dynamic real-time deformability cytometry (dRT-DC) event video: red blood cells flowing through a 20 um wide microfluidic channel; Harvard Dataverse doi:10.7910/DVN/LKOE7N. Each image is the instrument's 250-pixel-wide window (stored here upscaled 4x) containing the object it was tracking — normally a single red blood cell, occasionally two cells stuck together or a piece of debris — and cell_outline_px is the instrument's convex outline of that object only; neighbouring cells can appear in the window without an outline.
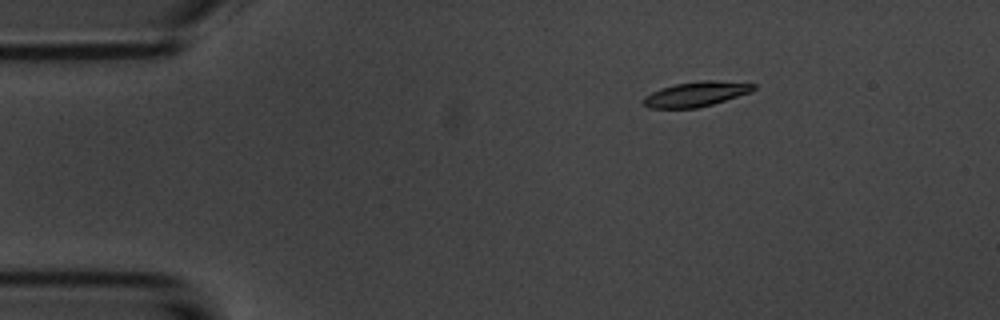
{"species": "common noctule bat (a hibernating species)", "species_latin": "Nyctalus noctula", "temperature_condition": "room temperature", "stored_images_in_passage": 3, "camera_frame_rate_fps": 3000, "um_per_image_px": 0.085, "animal": {"sex": "male", "body_mass_g": 20.1, "forearm_length_mm": 53.5}, "frame": {"image": 1, "passage_image": 1, "time_ms": 0.0, "image_size_px": [1000, 320], "cell_outline_px": [[756, 88], [752, 92], [712, 104], [696, 108], [648, 108], [644, 104], [644, 96], [660, 88], [676, 84], [704, 80], [716, 80], [756, 84]], "centroid_in_image_um": [59.19, 7.99], "position_along_channel_um": 25.8, "area_um2": 15.9}}